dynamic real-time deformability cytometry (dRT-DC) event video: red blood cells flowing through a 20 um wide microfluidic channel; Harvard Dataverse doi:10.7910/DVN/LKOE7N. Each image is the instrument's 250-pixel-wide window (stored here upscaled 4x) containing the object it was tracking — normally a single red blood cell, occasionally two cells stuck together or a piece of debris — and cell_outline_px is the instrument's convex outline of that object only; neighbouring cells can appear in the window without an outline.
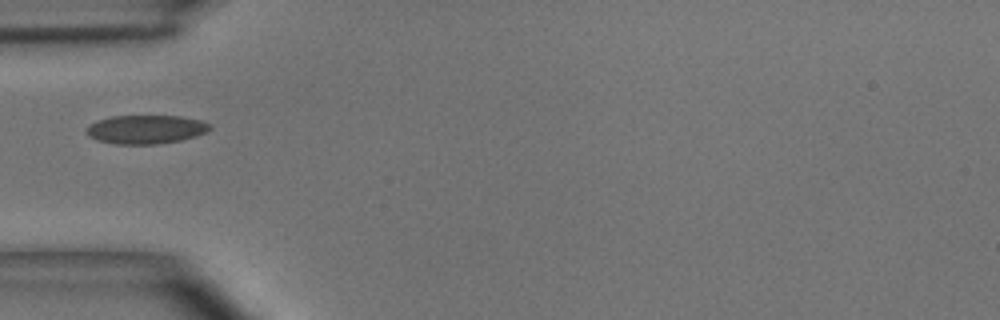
{"species": "common noctule bat (a hibernating species)", "species_latin": "Nyctalus noctula", "temperature_condition": "room temperature", "stored_images_in_passage": 1, "camera_frame_rate_fps": 3000, "um_per_image_px": 0.085, "animal": {"sex": "male", "body_mass_g": 15.6}, "frame": {"image": 1, "passage_image": 1, "time_ms": 0.0, "image_size_px": [1000, 320], "cell_outline_px": [[212, 128], [208, 132], [196, 136], [180, 140], [156, 144], [116, 144], [96, 140], [88, 136], [84, 132], [84, 128], [88, 124], [112, 116], [180, 116], [204, 120], [212, 124]], "centroid_in_image_um": [12.41, 10.99], "position_along_channel_um": 72.6, "area_um2": 20.98}}